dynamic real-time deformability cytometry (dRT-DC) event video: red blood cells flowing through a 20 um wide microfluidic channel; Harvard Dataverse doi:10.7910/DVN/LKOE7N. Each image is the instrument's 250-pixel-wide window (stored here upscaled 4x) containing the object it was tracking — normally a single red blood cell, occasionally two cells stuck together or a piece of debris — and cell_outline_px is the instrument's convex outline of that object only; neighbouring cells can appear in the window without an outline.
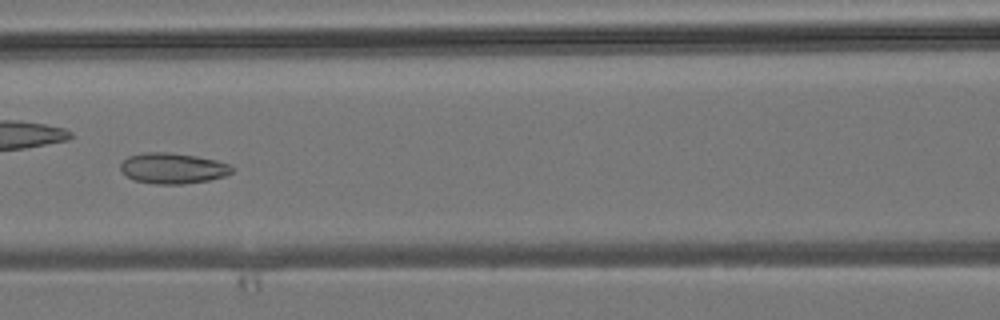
{"species": "common noctule bat (a hibernating species)", "species_latin": "Nyctalus noctula", "temperature_condition": "room temperature", "stored_images_in_passage": 45, "camera_frame_rate_fps": 3000, "um_per_image_px": 0.085, "animal": {"sex": "male", "body_mass_g": 19.2, "forearm_length_mm": 51.8}, "frame": {"image": 1, "passage_image": 20, "time_ms": 6.333, "image_size_px": [1000, 320], "cell_outline_px": [[236, 168], [232, 172], [224, 176], [208, 180], [184, 184], [156, 184], [132, 180], [120, 168], [120, 164], [128, 156], [144, 152], [172, 152], [196, 156], [216, 160], [228, 164]], "centroid_in_image_um": [14.69, 14.3], "position_along_channel_um": 151.9, "area_um2": 20.0}}